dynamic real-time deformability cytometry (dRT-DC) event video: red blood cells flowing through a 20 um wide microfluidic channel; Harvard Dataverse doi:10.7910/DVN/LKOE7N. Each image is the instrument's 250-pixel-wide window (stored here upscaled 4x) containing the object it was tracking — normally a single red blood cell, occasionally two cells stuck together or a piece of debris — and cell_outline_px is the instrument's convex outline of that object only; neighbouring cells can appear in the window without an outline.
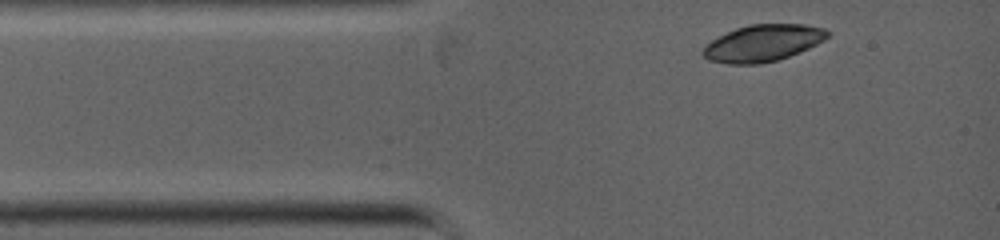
{"species": "common noctule bat (a hibernating species)", "species_latin": "Nyctalus noctula", "temperature_condition": "warm", "stored_images_in_passage": 3, "camera_frame_rate_fps": 5000, "um_per_image_px": 0.085, "animal": {"sex": "female", "body_mass_g": 19.0, "forearm_length_mm": 53.3}, "frame": {"image": 1, "passage_image": 1, "time_ms": 0.0, "image_size_px": [1000, 240], "cell_outline_px": [[832, 32], [824, 40], [808, 48], [788, 56], [776, 60], [760, 64], [728, 64], [708, 60], [700, 52], [712, 40], [736, 28], [752, 24], [804, 24], [824, 28]], "centroid_in_image_um": [64.86, 3.66], "position_along_channel_um": 20.1, "area_um2": 26.47}}